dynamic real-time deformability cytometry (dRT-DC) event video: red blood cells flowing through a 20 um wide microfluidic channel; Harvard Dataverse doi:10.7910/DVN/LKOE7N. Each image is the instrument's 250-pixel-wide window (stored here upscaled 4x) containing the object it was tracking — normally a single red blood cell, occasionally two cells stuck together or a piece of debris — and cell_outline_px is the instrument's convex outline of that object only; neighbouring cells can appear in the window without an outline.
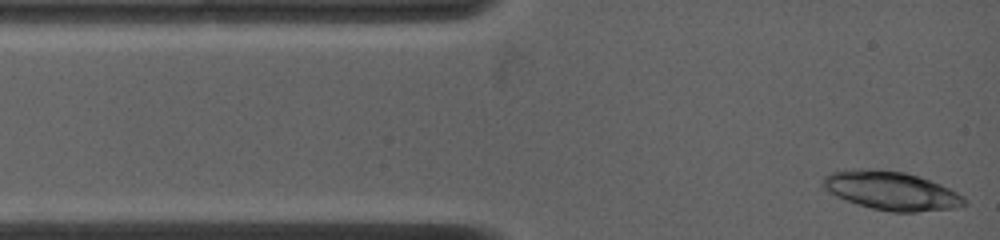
{"species": "common noctule bat (a hibernating species)", "species_latin": "Nyctalus noctula", "temperature_condition": "warm", "stored_images_in_passage": 10, "camera_frame_rate_fps": 4500, "um_per_image_px": 0.085, "animal": {"sex": "female", "body_mass_g": 19.0, "forearm_length_mm": 53.3}, "frame": {"image": 1, "passage_image": 1, "time_ms": 0.0, "image_size_px": [1000, 240], "cell_outline_px": [[968, 204], [964, 208], [916, 212], [892, 212], [872, 208], [836, 196], [820, 188], [820, 180], [824, 176], [832, 172], [904, 172], [940, 184], [964, 196], [968, 200]], "centroid_in_image_um": [75.85, 16.28], "position_along_channel_um": 9.1, "area_um2": 30.98}}